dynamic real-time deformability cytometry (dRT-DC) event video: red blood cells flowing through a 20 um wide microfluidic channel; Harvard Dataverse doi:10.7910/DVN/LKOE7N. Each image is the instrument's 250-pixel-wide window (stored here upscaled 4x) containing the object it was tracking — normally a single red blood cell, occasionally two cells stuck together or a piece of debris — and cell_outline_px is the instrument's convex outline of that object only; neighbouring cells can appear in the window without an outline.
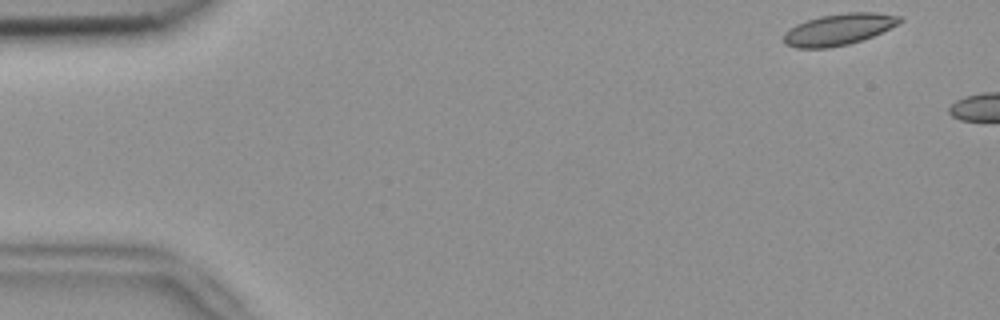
{"species": "common noctule bat (a hibernating species)", "species_latin": "Nyctalus noctula", "temperature_condition": "room temperature", "stored_images_in_passage": 5, "camera_frame_rate_fps": 3000, "um_per_image_px": 0.085, "animal": {"sex": "female", "body_mass_g": 18.4}, "frame": {"image": 1, "passage_image": 1, "time_ms": 0.0, "image_size_px": [1000, 320], "cell_outline_px": [[904, 20], [900, 24], [872, 36], [848, 44], [828, 48], [796, 48], [784, 44], [784, 32], [796, 24], [820, 16], [848, 12], [876, 12], [904, 16]], "centroid_in_image_um": [71.33, 2.49], "position_along_channel_um": 13.7, "area_um2": 21.39}}